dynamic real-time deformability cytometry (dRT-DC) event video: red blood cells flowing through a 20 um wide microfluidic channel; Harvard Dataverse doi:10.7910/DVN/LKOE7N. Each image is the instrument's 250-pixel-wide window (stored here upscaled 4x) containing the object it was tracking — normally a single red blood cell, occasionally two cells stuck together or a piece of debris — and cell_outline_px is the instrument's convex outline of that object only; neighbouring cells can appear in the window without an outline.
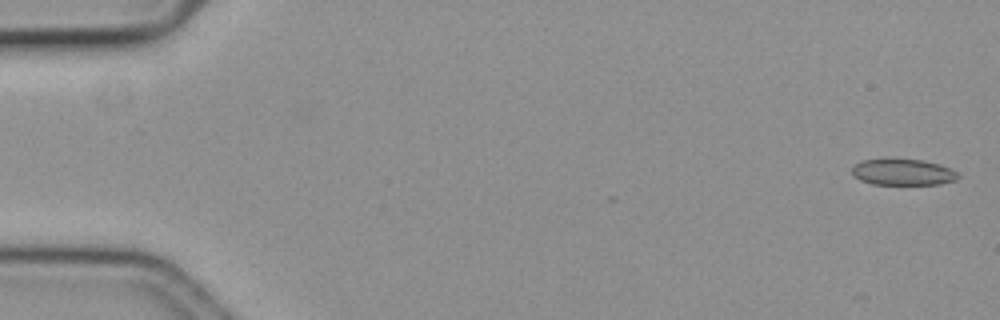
{"species": "common noctule bat (a hibernating species)", "species_latin": "Nyctalus noctula", "temperature_condition": "cold", "stored_images_in_passage": 8, "camera_frame_rate_fps": 3000, "um_per_image_px": 0.085, "animal": {"sex": "female", "body_mass_g": 19.3, "forearm_length_mm": 54.1}, "frame": {"image": 1, "passage_image": 2, "time_ms": 0.333, "image_size_px": [1000, 320], "cell_outline_px": [[960, 176], [956, 180], [940, 184], [872, 184], [860, 180], [852, 172], [852, 168], [856, 164], [864, 160], [920, 160], [940, 164], [956, 172]], "centroid_in_image_um": [76.78, 14.65], "position_along_channel_um": 8.2, "area_um2": 15.78}}